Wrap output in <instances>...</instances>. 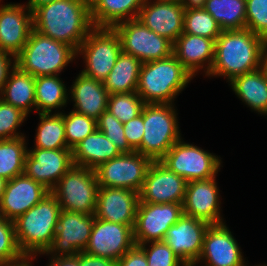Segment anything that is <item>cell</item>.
<instances>
[{
  "label": "cell",
  "instance_id": "1",
  "mask_svg": "<svg viewBox=\"0 0 267 266\" xmlns=\"http://www.w3.org/2000/svg\"><path fill=\"white\" fill-rule=\"evenodd\" d=\"M94 28L90 0H57L33 12V29L76 51Z\"/></svg>",
  "mask_w": 267,
  "mask_h": 266
},
{
  "label": "cell",
  "instance_id": "2",
  "mask_svg": "<svg viewBox=\"0 0 267 266\" xmlns=\"http://www.w3.org/2000/svg\"><path fill=\"white\" fill-rule=\"evenodd\" d=\"M267 41L249 29L224 30L215 41L214 61L208 75H223L229 81L261 68Z\"/></svg>",
  "mask_w": 267,
  "mask_h": 266
},
{
  "label": "cell",
  "instance_id": "3",
  "mask_svg": "<svg viewBox=\"0 0 267 266\" xmlns=\"http://www.w3.org/2000/svg\"><path fill=\"white\" fill-rule=\"evenodd\" d=\"M60 212L57 199L49 193L14 221L18 246L28 259L36 252L44 253L51 245Z\"/></svg>",
  "mask_w": 267,
  "mask_h": 266
},
{
  "label": "cell",
  "instance_id": "4",
  "mask_svg": "<svg viewBox=\"0 0 267 266\" xmlns=\"http://www.w3.org/2000/svg\"><path fill=\"white\" fill-rule=\"evenodd\" d=\"M191 78L192 75L171 54L142 64L136 92L145 104H172L174 96Z\"/></svg>",
  "mask_w": 267,
  "mask_h": 266
},
{
  "label": "cell",
  "instance_id": "5",
  "mask_svg": "<svg viewBox=\"0 0 267 266\" xmlns=\"http://www.w3.org/2000/svg\"><path fill=\"white\" fill-rule=\"evenodd\" d=\"M77 51L32 29L16 66L34 77L57 75L74 58Z\"/></svg>",
  "mask_w": 267,
  "mask_h": 266
},
{
  "label": "cell",
  "instance_id": "6",
  "mask_svg": "<svg viewBox=\"0 0 267 266\" xmlns=\"http://www.w3.org/2000/svg\"><path fill=\"white\" fill-rule=\"evenodd\" d=\"M172 104H145L143 107L144 135L141 154L152 161H160L180 140L178 124Z\"/></svg>",
  "mask_w": 267,
  "mask_h": 266
},
{
  "label": "cell",
  "instance_id": "7",
  "mask_svg": "<svg viewBox=\"0 0 267 266\" xmlns=\"http://www.w3.org/2000/svg\"><path fill=\"white\" fill-rule=\"evenodd\" d=\"M99 184L95 170L73 165L50 193L61 210L95 214Z\"/></svg>",
  "mask_w": 267,
  "mask_h": 266
},
{
  "label": "cell",
  "instance_id": "8",
  "mask_svg": "<svg viewBox=\"0 0 267 266\" xmlns=\"http://www.w3.org/2000/svg\"><path fill=\"white\" fill-rule=\"evenodd\" d=\"M78 52L84 55L87 66L81 73L104 82L122 52L121 41L113 28L94 27L78 48L77 54Z\"/></svg>",
  "mask_w": 267,
  "mask_h": 266
},
{
  "label": "cell",
  "instance_id": "9",
  "mask_svg": "<svg viewBox=\"0 0 267 266\" xmlns=\"http://www.w3.org/2000/svg\"><path fill=\"white\" fill-rule=\"evenodd\" d=\"M112 28L119 36L122 52L136 57L142 63L164 59L172 54L173 44L138 19L122 21Z\"/></svg>",
  "mask_w": 267,
  "mask_h": 266
},
{
  "label": "cell",
  "instance_id": "10",
  "mask_svg": "<svg viewBox=\"0 0 267 266\" xmlns=\"http://www.w3.org/2000/svg\"><path fill=\"white\" fill-rule=\"evenodd\" d=\"M152 162L137 151L121 153L95 169L99 187L125 188L139 193Z\"/></svg>",
  "mask_w": 267,
  "mask_h": 266
},
{
  "label": "cell",
  "instance_id": "11",
  "mask_svg": "<svg viewBox=\"0 0 267 266\" xmlns=\"http://www.w3.org/2000/svg\"><path fill=\"white\" fill-rule=\"evenodd\" d=\"M218 157L178 140L160 160L170 171L187 182L215 177L220 167Z\"/></svg>",
  "mask_w": 267,
  "mask_h": 266
},
{
  "label": "cell",
  "instance_id": "12",
  "mask_svg": "<svg viewBox=\"0 0 267 266\" xmlns=\"http://www.w3.org/2000/svg\"><path fill=\"white\" fill-rule=\"evenodd\" d=\"M183 203L140 202L133 227L135 245L163 241L168 229L183 215Z\"/></svg>",
  "mask_w": 267,
  "mask_h": 266
},
{
  "label": "cell",
  "instance_id": "13",
  "mask_svg": "<svg viewBox=\"0 0 267 266\" xmlns=\"http://www.w3.org/2000/svg\"><path fill=\"white\" fill-rule=\"evenodd\" d=\"M95 214H83L61 210L57 223L56 235L51 245L44 252H59L58 256H75L87 247Z\"/></svg>",
  "mask_w": 267,
  "mask_h": 266
},
{
  "label": "cell",
  "instance_id": "14",
  "mask_svg": "<svg viewBox=\"0 0 267 266\" xmlns=\"http://www.w3.org/2000/svg\"><path fill=\"white\" fill-rule=\"evenodd\" d=\"M134 245L133 228L131 226L95 217L84 252L118 261Z\"/></svg>",
  "mask_w": 267,
  "mask_h": 266
},
{
  "label": "cell",
  "instance_id": "15",
  "mask_svg": "<svg viewBox=\"0 0 267 266\" xmlns=\"http://www.w3.org/2000/svg\"><path fill=\"white\" fill-rule=\"evenodd\" d=\"M187 183L160 161H153L139 192V201L154 204L183 203Z\"/></svg>",
  "mask_w": 267,
  "mask_h": 266
},
{
  "label": "cell",
  "instance_id": "16",
  "mask_svg": "<svg viewBox=\"0 0 267 266\" xmlns=\"http://www.w3.org/2000/svg\"><path fill=\"white\" fill-rule=\"evenodd\" d=\"M73 165L71 149L35 148L27 153L24 174L51 191Z\"/></svg>",
  "mask_w": 267,
  "mask_h": 266
},
{
  "label": "cell",
  "instance_id": "17",
  "mask_svg": "<svg viewBox=\"0 0 267 266\" xmlns=\"http://www.w3.org/2000/svg\"><path fill=\"white\" fill-rule=\"evenodd\" d=\"M185 8L186 3L177 0H156L151 5L145 0L137 19L173 44L183 33Z\"/></svg>",
  "mask_w": 267,
  "mask_h": 266
},
{
  "label": "cell",
  "instance_id": "18",
  "mask_svg": "<svg viewBox=\"0 0 267 266\" xmlns=\"http://www.w3.org/2000/svg\"><path fill=\"white\" fill-rule=\"evenodd\" d=\"M209 225L203 220L183 214L168 229L163 241L186 266H194L199 261L205 232Z\"/></svg>",
  "mask_w": 267,
  "mask_h": 266
},
{
  "label": "cell",
  "instance_id": "19",
  "mask_svg": "<svg viewBox=\"0 0 267 266\" xmlns=\"http://www.w3.org/2000/svg\"><path fill=\"white\" fill-rule=\"evenodd\" d=\"M49 193L50 191L41 183L25 174L7 180L0 202V215L15 221Z\"/></svg>",
  "mask_w": 267,
  "mask_h": 266
},
{
  "label": "cell",
  "instance_id": "20",
  "mask_svg": "<svg viewBox=\"0 0 267 266\" xmlns=\"http://www.w3.org/2000/svg\"><path fill=\"white\" fill-rule=\"evenodd\" d=\"M24 10H28L25 13ZM33 29V12L22 5L0 7V50L17 57Z\"/></svg>",
  "mask_w": 267,
  "mask_h": 266
},
{
  "label": "cell",
  "instance_id": "21",
  "mask_svg": "<svg viewBox=\"0 0 267 266\" xmlns=\"http://www.w3.org/2000/svg\"><path fill=\"white\" fill-rule=\"evenodd\" d=\"M138 204V192L125 188L99 187L95 217L133 228Z\"/></svg>",
  "mask_w": 267,
  "mask_h": 266
},
{
  "label": "cell",
  "instance_id": "22",
  "mask_svg": "<svg viewBox=\"0 0 267 266\" xmlns=\"http://www.w3.org/2000/svg\"><path fill=\"white\" fill-rule=\"evenodd\" d=\"M183 214L211 224H221L218 188L215 177L187 183Z\"/></svg>",
  "mask_w": 267,
  "mask_h": 266
},
{
  "label": "cell",
  "instance_id": "23",
  "mask_svg": "<svg viewBox=\"0 0 267 266\" xmlns=\"http://www.w3.org/2000/svg\"><path fill=\"white\" fill-rule=\"evenodd\" d=\"M224 223L211 224L203 240L200 259H206L207 266H245L238 244Z\"/></svg>",
  "mask_w": 267,
  "mask_h": 266
},
{
  "label": "cell",
  "instance_id": "24",
  "mask_svg": "<svg viewBox=\"0 0 267 266\" xmlns=\"http://www.w3.org/2000/svg\"><path fill=\"white\" fill-rule=\"evenodd\" d=\"M172 47V54L192 77L197 70L203 68L204 61L208 62L206 71L208 75L214 61L215 41L213 39L182 33Z\"/></svg>",
  "mask_w": 267,
  "mask_h": 266
},
{
  "label": "cell",
  "instance_id": "25",
  "mask_svg": "<svg viewBox=\"0 0 267 266\" xmlns=\"http://www.w3.org/2000/svg\"><path fill=\"white\" fill-rule=\"evenodd\" d=\"M71 96L75 101L74 111L96 121L107 110L109 93L104 83L85 76L83 73L79 74L72 85Z\"/></svg>",
  "mask_w": 267,
  "mask_h": 266
},
{
  "label": "cell",
  "instance_id": "26",
  "mask_svg": "<svg viewBox=\"0 0 267 266\" xmlns=\"http://www.w3.org/2000/svg\"><path fill=\"white\" fill-rule=\"evenodd\" d=\"M120 154L104 133L96 129L72 149V160L75 166L95 170Z\"/></svg>",
  "mask_w": 267,
  "mask_h": 266
},
{
  "label": "cell",
  "instance_id": "27",
  "mask_svg": "<svg viewBox=\"0 0 267 266\" xmlns=\"http://www.w3.org/2000/svg\"><path fill=\"white\" fill-rule=\"evenodd\" d=\"M144 1L145 0H90V17L92 24L94 27L112 28L122 21L137 19Z\"/></svg>",
  "mask_w": 267,
  "mask_h": 266
},
{
  "label": "cell",
  "instance_id": "28",
  "mask_svg": "<svg viewBox=\"0 0 267 266\" xmlns=\"http://www.w3.org/2000/svg\"><path fill=\"white\" fill-rule=\"evenodd\" d=\"M12 68L1 92L4 97H0V99L28 115L32 106L35 107V77L16 66V60H14Z\"/></svg>",
  "mask_w": 267,
  "mask_h": 266
},
{
  "label": "cell",
  "instance_id": "29",
  "mask_svg": "<svg viewBox=\"0 0 267 266\" xmlns=\"http://www.w3.org/2000/svg\"><path fill=\"white\" fill-rule=\"evenodd\" d=\"M230 84L253 110L267 114V79L261 68L233 78Z\"/></svg>",
  "mask_w": 267,
  "mask_h": 266
},
{
  "label": "cell",
  "instance_id": "30",
  "mask_svg": "<svg viewBox=\"0 0 267 266\" xmlns=\"http://www.w3.org/2000/svg\"><path fill=\"white\" fill-rule=\"evenodd\" d=\"M142 64L136 57L121 52L115 65L103 82L109 95L135 92Z\"/></svg>",
  "mask_w": 267,
  "mask_h": 266
},
{
  "label": "cell",
  "instance_id": "31",
  "mask_svg": "<svg viewBox=\"0 0 267 266\" xmlns=\"http://www.w3.org/2000/svg\"><path fill=\"white\" fill-rule=\"evenodd\" d=\"M198 4L211 14L223 31L246 28V0H199Z\"/></svg>",
  "mask_w": 267,
  "mask_h": 266
},
{
  "label": "cell",
  "instance_id": "32",
  "mask_svg": "<svg viewBox=\"0 0 267 266\" xmlns=\"http://www.w3.org/2000/svg\"><path fill=\"white\" fill-rule=\"evenodd\" d=\"M66 87L57 75L35 77V107L40 113H51L67 102Z\"/></svg>",
  "mask_w": 267,
  "mask_h": 266
},
{
  "label": "cell",
  "instance_id": "33",
  "mask_svg": "<svg viewBox=\"0 0 267 266\" xmlns=\"http://www.w3.org/2000/svg\"><path fill=\"white\" fill-rule=\"evenodd\" d=\"M24 137L0 140V177L6 180L24 174L28 153Z\"/></svg>",
  "mask_w": 267,
  "mask_h": 266
},
{
  "label": "cell",
  "instance_id": "34",
  "mask_svg": "<svg viewBox=\"0 0 267 266\" xmlns=\"http://www.w3.org/2000/svg\"><path fill=\"white\" fill-rule=\"evenodd\" d=\"M41 123L36 134V148L69 149L66 143L65 126L62 113H39Z\"/></svg>",
  "mask_w": 267,
  "mask_h": 266
},
{
  "label": "cell",
  "instance_id": "35",
  "mask_svg": "<svg viewBox=\"0 0 267 266\" xmlns=\"http://www.w3.org/2000/svg\"><path fill=\"white\" fill-rule=\"evenodd\" d=\"M222 31L218 22L198 3L186 4L183 33L198 35L216 41Z\"/></svg>",
  "mask_w": 267,
  "mask_h": 266
},
{
  "label": "cell",
  "instance_id": "36",
  "mask_svg": "<svg viewBox=\"0 0 267 266\" xmlns=\"http://www.w3.org/2000/svg\"><path fill=\"white\" fill-rule=\"evenodd\" d=\"M27 259L18 246L14 221L0 215V266L18 265Z\"/></svg>",
  "mask_w": 267,
  "mask_h": 266
},
{
  "label": "cell",
  "instance_id": "37",
  "mask_svg": "<svg viewBox=\"0 0 267 266\" xmlns=\"http://www.w3.org/2000/svg\"><path fill=\"white\" fill-rule=\"evenodd\" d=\"M144 105V101L136 91L115 93L108 97L107 110L124 124L140 115Z\"/></svg>",
  "mask_w": 267,
  "mask_h": 266
},
{
  "label": "cell",
  "instance_id": "38",
  "mask_svg": "<svg viewBox=\"0 0 267 266\" xmlns=\"http://www.w3.org/2000/svg\"><path fill=\"white\" fill-rule=\"evenodd\" d=\"M67 147L73 149L97 129V121L76 111L63 114Z\"/></svg>",
  "mask_w": 267,
  "mask_h": 266
},
{
  "label": "cell",
  "instance_id": "39",
  "mask_svg": "<svg viewBox=\"0 0 267 266\" xmlns=\"http://www.w3.org/2000/svg\"><path fill=\"white\" fill-rule=\"evenodd\" d=\"M97 129L104 133L120 153L134 152L124 136L123 123L116 119L108 110L103 112L97 120Z\"/></svg>",
  "mask_w": 267,
  "mask_h": 266
},
{
  "label": "cell",
  "instance_id": "40",
  "mask_svg": "<svg viewBox=\"0 0 267 266\" xmlns=\"http://www.w3.org/2000/svg\"><path fill=\"white\" fill-rule=\"evenodd\" d=\"M25 117L27 114L21 109L0 99V140L22 137L15 131Z\"/></svg>",
  "mask_w": 267,
  "mask_h": 266
},
{
  "label": "cell",
  "instance_id": "41",
  "mask_svg": "<svg viewBox=\"0 0 267 266\" xmlns=\"http://www.w3.org/2000/svg\"><path fill=\"white\" fill-rule=\"evenodd\" d=\"M246 28L267 41V0H246Z\"/></svg>",
  "mask_w": 267,
  "mask_h": 266
},
{
  "label": "cell",
  "instance_id": "42",
  "mask_svg": "<svg viewBox=\"0 0 267 266\" xmlns=\"http://www.w3.org/2000/svg\"><path fill=\"white\" fill-rule=\"evenodd\" d=\"M139 246L144 250L148 266H186L164 241H153L150 250L145 244Z\"/></svg>",
  "mask_w": 267,
  "mask_h": 266
},
{
  "label": "cell",
  "instance_id": "43",
  "mask_svg": "<svg viewBox=\"0 0 267 266\" xmlns=\"http://www.w3.org/2000/svg\"><path fill=\"white\" fill-rule=\"evenodd\" d=\"M124 136L129 146L141 153V141L144 133L143 109L140 115L123 124Z\"/></svg>",
  "mask_w": 267,
  "mask_h": 266
},
{
  "label": "cell",
  "instance_id": "44",
  "mask_svg": "<svg viewBox=\"0 0 267 266\" xmlns=\"http://www.w3.org/2000/svg\"><path fill=\"white\" fill-rule=\"evenodd\" d=\"M117 266H148L144 250L134 245L117 261Z\"/></svg>",
  "mask_w": 267,
  "mask_h": 266
},
{
  "label": "cell",
  "instance_id": "45",
  "mask_svg": "<svg viewBox=\"0 0 267 266\" xmlns=\"http://www.w3.org/2000/svg\"><path fill=\"white\" fill-rule=\"evenodd\" d=\"M79 266H117V261L79 252Z\"/></svg>",
  "mask_w": 267,
  "mask_h": 266
},
{
  "label": "cell",
  "instance_id": "46",
  "mask_svg": "<svg viewBox=\"0 0 267 266\" xmlns=\"http://www.w3.org/2000/svg\"><path fill=\"white\" fill-rule=\"evenodd\" d=\"M8 56H11L16 60V57H14L12 54L0 50V93L2 92L3 87L9 78L8 75H10L9 68L11 67L12 62Z\"/></svg>",
  "mask_w": 267,
  "mask_h": 266
},
{
  "label": "cell",
  "instance_id": "47",
  "mask_svg": "<svg viewBox=\"0 0 267 266\" xmlns=\"http://www.w3.org/2000/svg\"><path fill=\"white\" fill-rule=\"evenodd\" d=\"M49 266H79V253L75 256H56L51 259Z\"/></svg>",
  "mask_w": 267,
  "mask_h": 266
},
{
  "label": "cell",
  "instance_id": "48",
  "mask_svg": "<svg viewBox=\"0 0 267 266\" xmlns=\"http://www.w3.org/2000/svg\"><path fill=\"white\" fill-rule=\"evenodd\" d=\"M57 0H29L26 7H28L32 12H34L38 7H41L45 4L54 2Z\"/></svg>",
  "mask_w": 267,
  "mask_h": 266
},
{
  "label": "cell",
  "instance_id": "49",
  "mask_svg": "<svg viewBox=\"0 0 267 266\" xmlns=\"http://www.w3.org/2000/svg\"><path fill=\"white\" fill-rule=\"evenodd\" d=\"M261 69L264 72L267 79V46L263 51L262 59H261Z\"/></svg>",
  "mask_w": 267,
  "mask_h": 266
},
{
  "label": "cell",
  "instance_id": "50",
  "mask_svg": "<svg viewBox=\"0 0 267 266\" xmlns=\"http://www.w3.org/2000/svg\"><path fill=\"white\" fill-rule=\"evenodd\" d=\"M7 180L3 177H0V202L5 191Z\"/></svg>",
  "mask_w": 267,
  "mask_h": 266
},
{
  "label": "cell",
  "instance_id": "51",
  "mask_svg": "<svg viewBox=\"0 0 267 266\" xmlns=\"http://www.w3.org/2000/svg\"><path fill=\"white\" fill-rule=\"evenodd\" d=\"M177 1H181V2H184L186 4H193V3L199 2V0H177Z\"/></svg>",
  "mask_w": 267,
  "mask_h": 266
},
{
  "label": "cell",
  "instance_id": "52",
  "mask_svg": "<svg viewBox=\"0 0 267 266\" xmlns=\"http://www.w3.org/2000/svg\"><path fill=\"white\" fill-rule=\"evenodd\" d=\"M14 266H31V265H30V262H29L28 259H27V260L24 261L23 263L18 264V265H14Z\"/></svg>",
  "mask_w": 267,
  "mask_h": 266
}]
</instances>
